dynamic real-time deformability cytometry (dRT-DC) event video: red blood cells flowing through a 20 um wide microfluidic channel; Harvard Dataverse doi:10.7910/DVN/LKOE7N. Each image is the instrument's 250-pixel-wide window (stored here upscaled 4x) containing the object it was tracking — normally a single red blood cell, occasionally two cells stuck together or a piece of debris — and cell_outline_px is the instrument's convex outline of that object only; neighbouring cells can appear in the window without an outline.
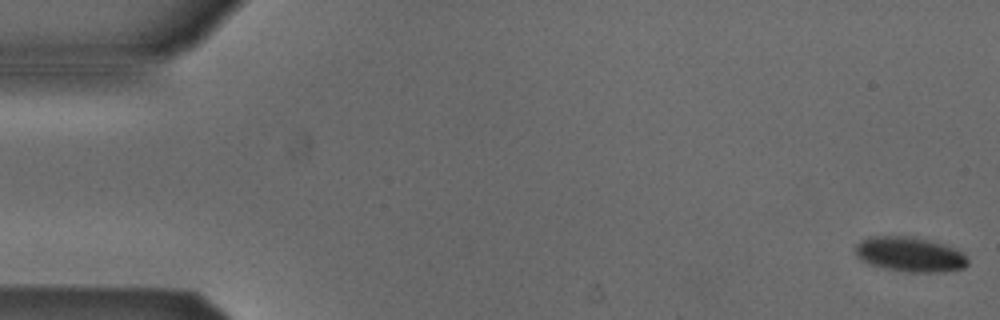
{"species": "Egyptian fruit bat (a non-hibernating species)", "species_latin": "Rousettus aegyptiacus", "temperature_condition": "cold", "stored_images_in_passage": 9, "camera_frame_rate_fps": 3000, "um_per_image_px": 0.085, "animal": {"sex": "male"}, "frame": {"image": 1, "passage_image": 1, "time_ms": 0.0, "image_size_px": [1000, 320], "cell_outline_px": [[968, 264], [964, 268], [944, 272], [908, 272], [884, 268], [860, 260], [856, 256], [856, 244], [860, 240], [868, 236], [912, 236], [944, 244], [964, 252], [968, 260]], "centroid_in_image_um": [77.35, 21.62], "position_along_channel_um": 7.7, "area_um2": 23.0}}